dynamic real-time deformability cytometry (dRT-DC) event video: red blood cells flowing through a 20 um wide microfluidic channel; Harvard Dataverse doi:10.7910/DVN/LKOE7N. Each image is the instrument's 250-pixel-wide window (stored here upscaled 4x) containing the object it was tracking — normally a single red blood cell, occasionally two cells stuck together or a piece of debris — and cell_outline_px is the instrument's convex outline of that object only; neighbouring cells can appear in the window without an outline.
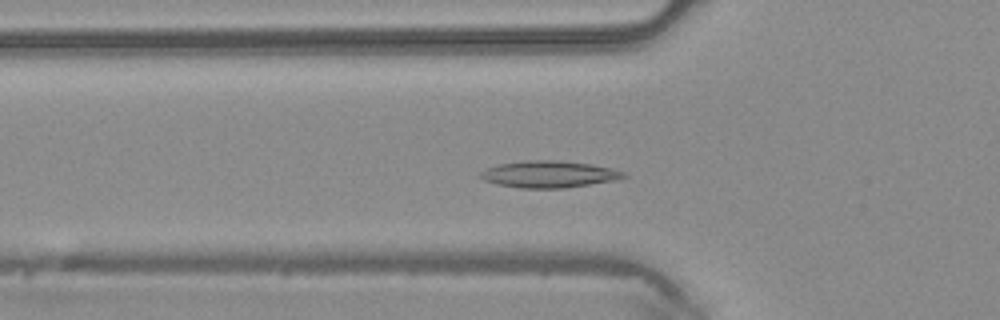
{"species": "common noctule bat (a hibernating species)", "species_latin": "Nyctalus noctula", "temperature_condition": "warm", "stored_images_in_passage": 47, "camera_frame_rate_fps": 3000, "um_per_image_px": 0.085, "animal": {"sex": "male", "body_mass_g": 20.4}, "frame": {"image": 1, "passage_image": 15, "time_ms": 4.667, "image_size_px": [1000, 320], "cell_outline_px": [[628, 176], [620, 180], [564, 188], [520, 188], [496, 184], [484, 180], [480, 176], [480, 172], [488, 168], [500, 164], [524, 160], [560, 160], [592, 164], [612, 168], [624, 172]], "centroid_in_image_um": [46.72, 14.81], "position_along_channel_um": 79.1, "area_um2": 22.54}}
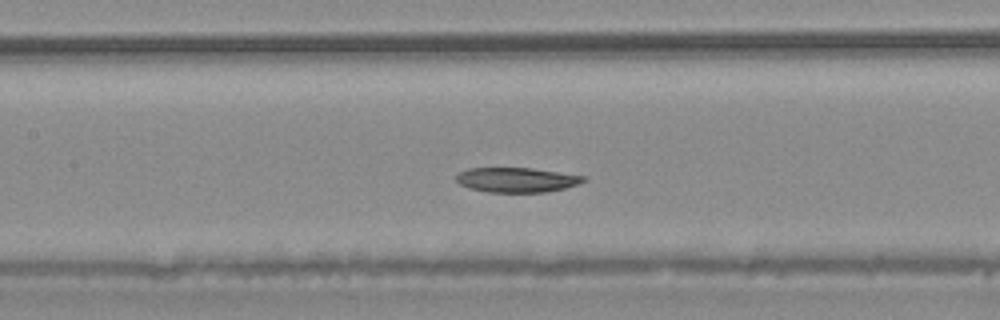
{"frame": {"image": 2, "passage_image": 21, "time_ms": 6.667, "image_size_px": [1000, 320], "cell_outline_px": [[588, 180], [580, 184], [564, 188], [544, 192], [488, 192], [472, 188], [460, 184], [456, 180], [456, 176], [460, 172], [468, 168], [532, 168], [588, 176]], "centroid_in_image_um": [43.99, 15.28], "position_along_channel_um": 163.4, "area_um2": 18.38}}
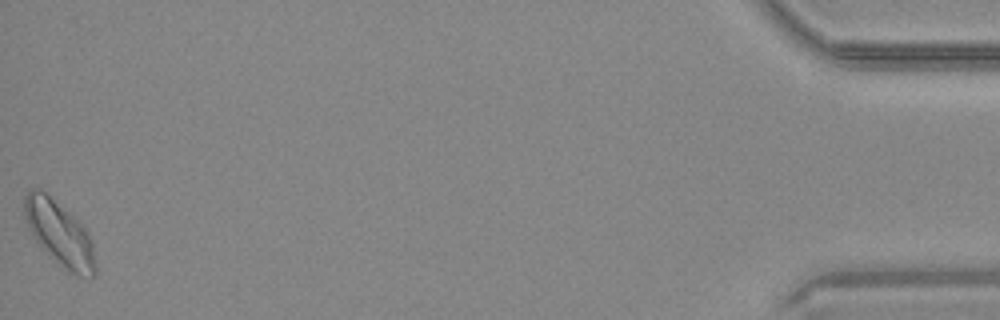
{"frame": {"image": 3, "passage_image": 47, "time_ms": 15.333, "image_size_px": [1000, 320], "cell_outline_px": [[96, 276], [72, 276], [40, 248], [28, 228], [24, 216], [24, 196], [32, 188], [40, 188], [68, 212], [88, 232], [92, 240], [96, 264]], "centroid_in_image_um": [5.05, 19.9], "position_along_channel_um": 430.2, "area_um2": 26.88}, "authors_computed_cell_mechanics": {"area_um2": 20.519, "velocity_mm_per_s": 4.1819, "shape_relaxation_time_tau1_ms": 5.2096, "shape_relaxation_time_tau2_ms": null, "deformation_change_tau1": 0.1083, "deformation_change_tau2": null}}